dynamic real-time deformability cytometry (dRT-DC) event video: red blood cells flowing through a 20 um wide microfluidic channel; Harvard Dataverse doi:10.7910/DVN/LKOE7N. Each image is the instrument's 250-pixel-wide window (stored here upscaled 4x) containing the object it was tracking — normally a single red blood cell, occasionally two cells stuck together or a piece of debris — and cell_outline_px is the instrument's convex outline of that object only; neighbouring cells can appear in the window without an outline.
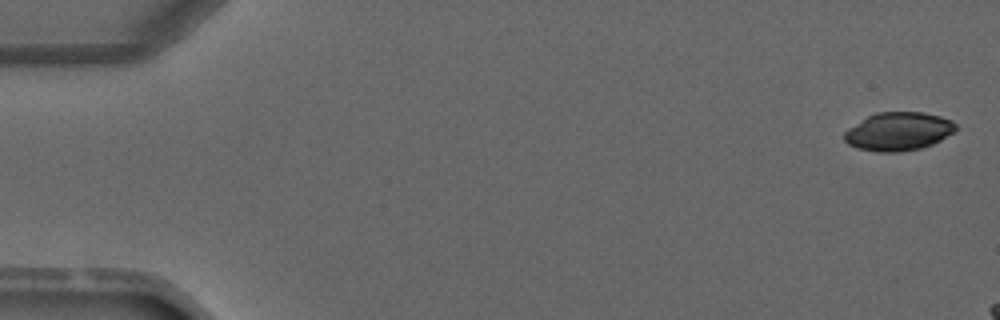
{"species": "common noctule bat (a hibernating species)", "species_latin": "Nyctalus noctula", "temperature_condition": "warm", "stored_images_in_passage": 3, "camera_frame_rate_fps": 3000, "um_per_image_px": 0.085, "animal": {"sex": "male", "forearm_length_mm": 52.5}, "frame": {"image": 1, "passage_image": 1, "time_ms": 0.0, "image_size_px": [1000, 320], "cell_outline_px": [[956, 128], [952, 132], [940, 140], [932, 144], [920, 148], [900, 152], [876, 152], [856, 148], [848, 144], [844, 140], [844, 132], [848, 128], [868, 116], [876, 112], [924, 112], [940, 116], [952, 120], [956, 124]], "centroid_in_image_um": [76.34, 11.17], "position_along_channel_um": 8.7, "area_um2": 24.91}}